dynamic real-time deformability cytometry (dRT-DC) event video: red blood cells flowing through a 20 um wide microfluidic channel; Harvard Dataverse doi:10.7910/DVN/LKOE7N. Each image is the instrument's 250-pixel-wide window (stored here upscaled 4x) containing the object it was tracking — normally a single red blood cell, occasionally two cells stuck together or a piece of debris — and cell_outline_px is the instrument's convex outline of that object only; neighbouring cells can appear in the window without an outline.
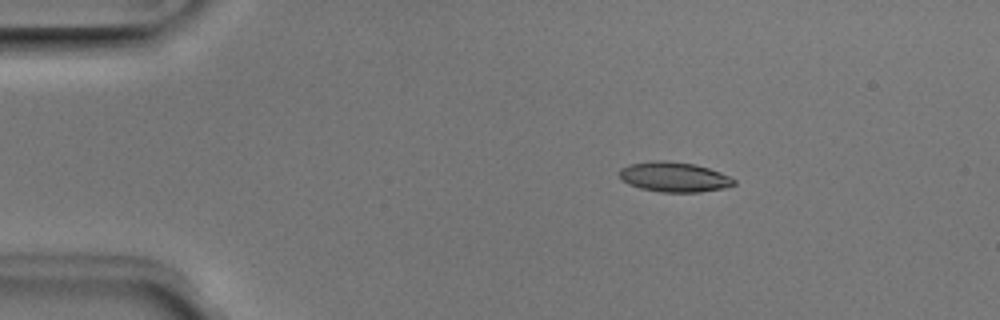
{"species": "Egyptian fruit bat (a non-hibernating species)", "species_latin": "Rousettus aegyptiacus", "temperature_condition": "room temperature", "stored_images_in_passage": 43, "camera_frame_rate_fps": 3000, "um_per_image_px": 0.085, "animal": {"sex": "male"}, "frame": {"image": 1, "passage_image": 1, "time_ms": 0.0, "image_size_px": [1000, 320], "cell_outline_px": [[736, 184], [724, 188], [700, 192], [660, 192], [640, 188], [628, 184], [620, 176], [620, 168], [628, 164], [652, 160], [664, 160], [696, 164], [720, 172], [736, 180]], "centroid_in_image_um": [57.3, 15.03], "position_along_channel_um": 27.7, "area_um2": 20.06}}
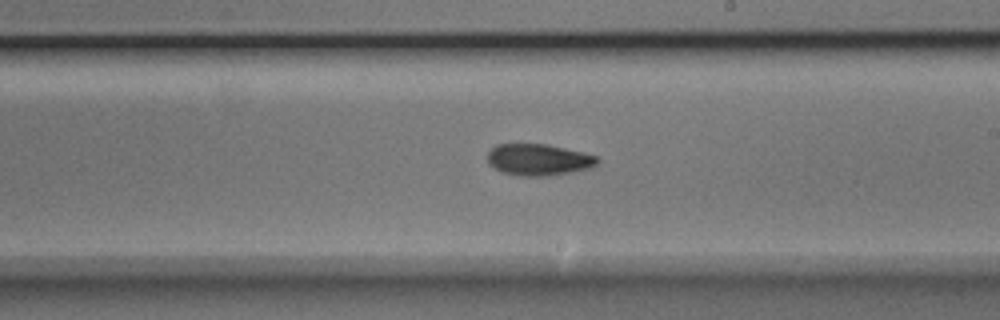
{"frame": {"image": 2, "passage_image": 22, "time_ms": 7.0, "image_size_px": [1000, 320], "cell_outline_px": [[600, 160], [592, 168], [572, 172], [544, 176], [516, 176], [500, 172], [488, 164], [488, 152], [496, 144], [544, 144], [584, 152], [596, 156]], "centroid_in_image_um": [45.76, 13.58], "position_along_channel_um": 243.2, "area_um2": 20.35}}
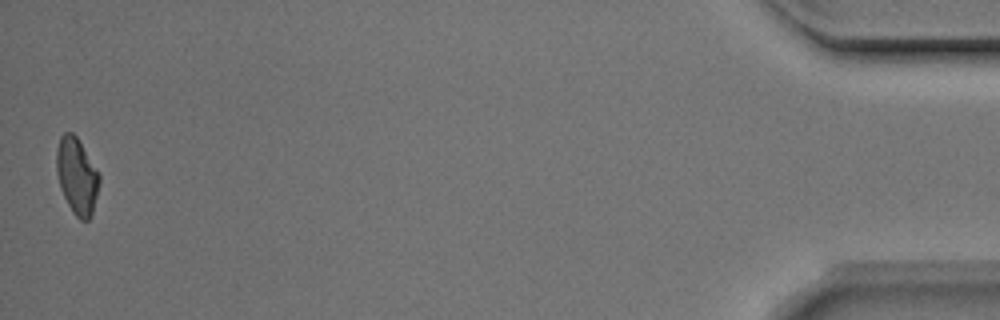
{"frame": {"image": 3, "passage_image": 43, "time_ms": 14.0, "image_size_px": [1000, 320], "cell_outline_px": [[100, 180], [92, 216], [88, 220], [80, 220], [72, 212], [60, 188], [56, 172], [56, 148], [60, 136], [64, 132], [72, 132], [76, 136], [100, 176]], "centroid_in_image_um": [6.51, 14.97], "position_along_channel_um": 428.7, "area_um2": 18.96}, "authors_computed_cell_mechanics": {"area_um2": 19.8832, "velocity_mm_per_s": 3.9657, "shape_relaxation_time_tau1_ms": 3.4374, "shape_relaxation_time_tau2_ms": 4.1849, "deformation_change_tau1": 0.1528, "deformation_change_tau2": 0.1122}}